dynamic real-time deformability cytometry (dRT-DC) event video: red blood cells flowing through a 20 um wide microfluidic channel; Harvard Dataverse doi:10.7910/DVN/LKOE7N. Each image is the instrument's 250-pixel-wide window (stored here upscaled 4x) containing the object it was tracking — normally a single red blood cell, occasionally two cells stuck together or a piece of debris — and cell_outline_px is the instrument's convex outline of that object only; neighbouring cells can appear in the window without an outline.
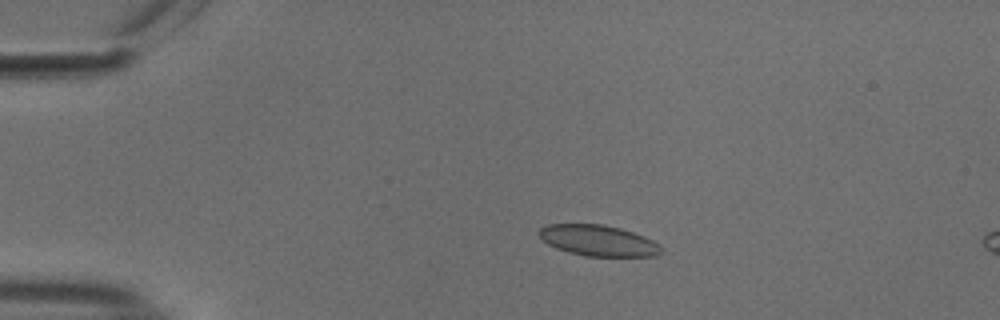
{"species": "common noctule bat (a hibernating species)", "species_latin": "Nyctalus noctula", "temperature_condition": "cold", "stored_images_in_passage": 15, "camera_frame_rate_fps": 3000, "um_per_image_px": 0.085, "animal": {"sex": "male", "body_mass_g": 18.8}, "frame": {"image": 1, "passage_image": 9, "time_ms": 2.667, "image_size_px": [1000, 320], "cell_outline_px": [[664, 248], [656, 256], [584, 256], [568, 252], [556, 248], [548, 244], [540, 236], [540, 228], [548, 224], [604, 224], [620, 228], [644, 236], [660, 244]], "centroid_in_image_um": [50.88, 20.45], "position_along_channel_um": 34.1, "area_um2": 21.96}}